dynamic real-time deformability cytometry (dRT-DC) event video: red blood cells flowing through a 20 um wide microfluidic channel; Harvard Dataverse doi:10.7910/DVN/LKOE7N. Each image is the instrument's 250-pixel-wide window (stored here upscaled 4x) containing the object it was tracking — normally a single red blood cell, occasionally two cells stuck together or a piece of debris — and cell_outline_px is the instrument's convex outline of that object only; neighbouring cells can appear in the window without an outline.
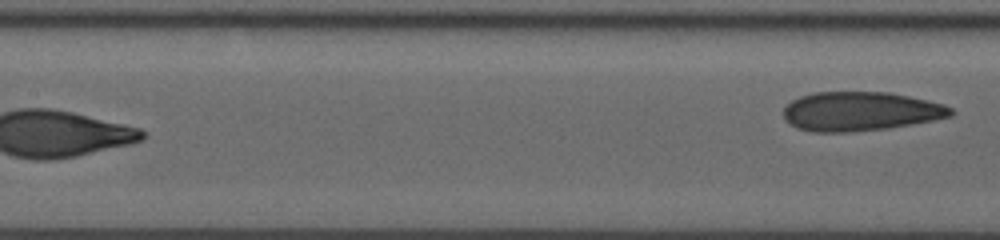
{"species": "human", "species_latin": "Homo sapiens", "temperature_condition": "room temperature", "stored_images_in_passage": 24, "segment_of_instrument_passage": [2, 2], "camera_frame_rate_fps": 3000, "um_per_image_px": 0.085, "donor": {"sex": "male"}, "frame": {"image": 1, "passage_image": 24, "time_ms": 11.333, "image_size_px": [1000, 240], "cell_outline_px": [[956, 112], [952, 116], [912, 124], [888, 128], [848, 132], [812, 132], [796, 128], [788, 124], [784, 120], [784, 108], [792, 100], [800, 96], [812, 92], [888, 92], [928, 100], [944, 104], [952, 108]], "centroid_in_image_um": [73.12, 9.47], "position_along_channel_um": 134.3, "area_um2": 38.38}}